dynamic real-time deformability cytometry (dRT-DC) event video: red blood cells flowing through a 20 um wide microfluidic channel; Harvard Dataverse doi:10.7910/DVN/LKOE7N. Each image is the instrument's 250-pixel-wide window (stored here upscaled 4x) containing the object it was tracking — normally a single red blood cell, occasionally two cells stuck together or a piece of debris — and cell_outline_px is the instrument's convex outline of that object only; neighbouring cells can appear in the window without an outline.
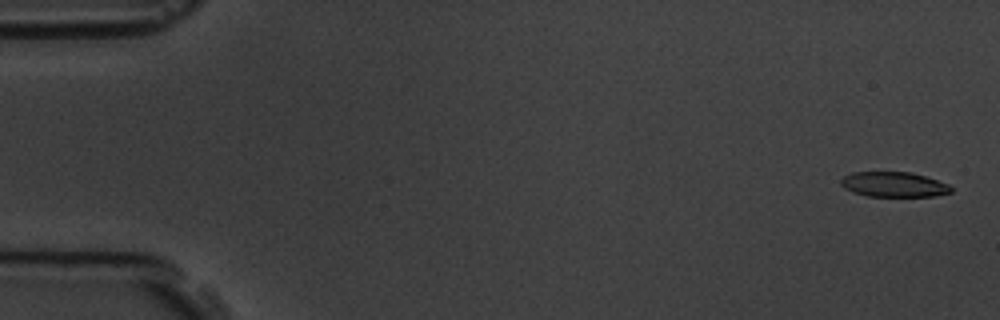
{"species": "common noctule bat (a hibernating species)", "species_latin": "Nyctalus noctula", "temperature_condition": "room temperature", "stored_images_in_passage": 7, "camera_frame_rate_fps": 3000, "um_per_image_px": 0.085, "animal": {"sex": "male", "body_mass_g": 19.5, "forearm_length_mm": 54.6}, "frame": {"image": 1, "passage_image": 1, "time_ms": 0.0, "image_size_px": [1000, 320], "cell_outline_px": [[952, 192], [936, 196], [868, 196], [852, 192], [844, 188], [840, 184], [840, 180], [844, 176], [852, 172], [912, 172], [948, 184], [952, 188]], "centroid_in_image_um": [75.95, 15.68], "position_along_channel_um": 9.0, "area_um2": 16.07}}
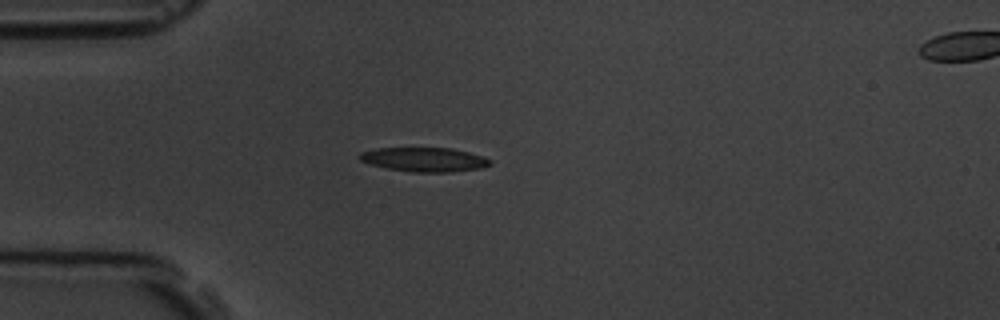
{"frame": {"image": 2, "passage_image": 5, "time_ms": 4.667, "image_size_px": [1000, 320], "cell_outline_px": [[492, 164], [480, 168], [452, 172], [412, 172], [384, 168], [360, 160], [360, 152], [376, 148], [452, 148], [484, 156], [492, 160]], "centroid_in_image_um": [36.1, 13.56], "position_along_channel_um": 48.9, "area_um2": 18.44}}
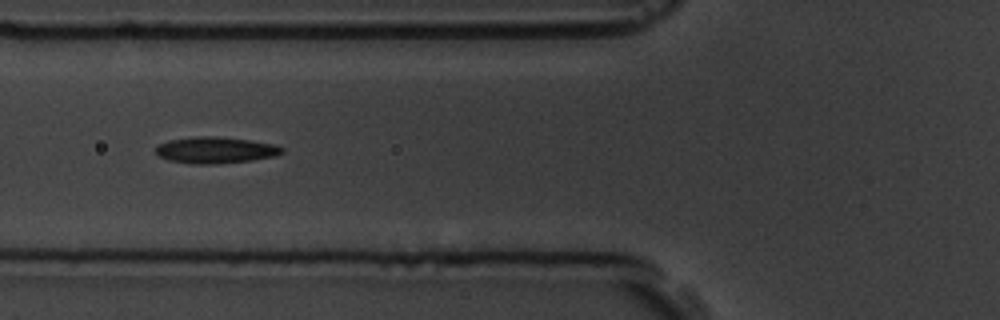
{"frame": {"image": 3, "passage_image": 7, "time_ms": 6.667, "image_size_px": [1000, 320], "cell_outline_px": [[284, 152], [276, 156], [252, 160], [216, 164], [192, 164], [168, 160], [160, 156], [156, 152], [156, 148], [160, 144], [168, 140], [192, 136], [216, 136], [248, 140], [276, 144], [284, 148]], "centroid_in_image_um": [18.34, 12.76], "position_along_channel_um": 107.5, "area_um2": 19.54}}